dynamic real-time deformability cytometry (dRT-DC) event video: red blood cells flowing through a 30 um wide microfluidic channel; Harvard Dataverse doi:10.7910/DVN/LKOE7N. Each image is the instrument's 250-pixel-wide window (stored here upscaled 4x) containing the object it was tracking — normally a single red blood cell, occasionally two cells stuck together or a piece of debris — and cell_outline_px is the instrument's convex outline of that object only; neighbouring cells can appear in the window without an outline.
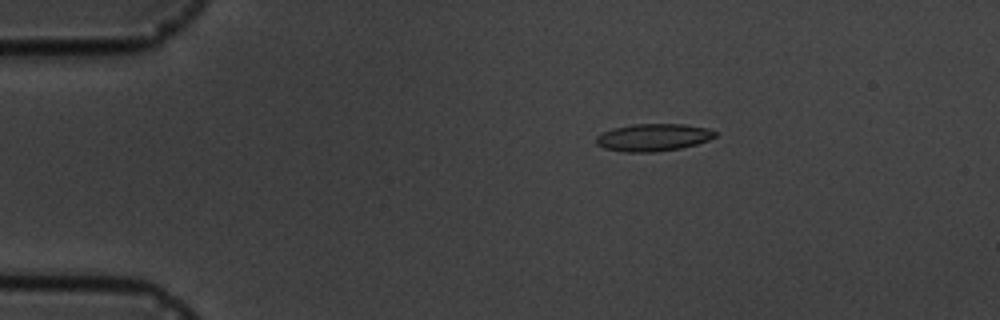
{"species": "common noctule bat (a hibernating species)", "species_latin": "Nyctalus noctula", "temperature_condition": "cold", "stored_images_in_passage": 15, "camera_frame_rate_fps": 3000, "um_per_image_px": 0.085, "animal": {"sex": "male", "body_mass_g": 19.5, "forearm_length_mm": 54.6}, "frame": {"image": 1, "passage_image": 3, "time_ms": 2.333, "image_size_px": [1000, 320], "cell_outline_px": [[716, 136], [708, 140], [696, 144], [680, 148], [656, 152], [624, 152], [604, 148], [596, 144], [596, 136], [612, 128], [632, 124], [684, 124], [708, 128], [716, 132]], "centroid_in_image_um": [55.51, 11.68], "position_along_channel_um": 29.5, "area_um2": 19.02}}
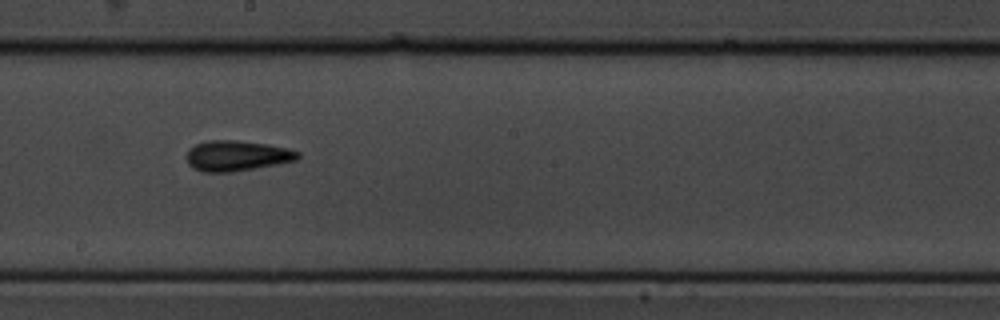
{"frame": {"image": 2, "passage_image": 9, "time_ms": 9.333, "image_size_px": [1000, 320], "cell_outline_px": [[300, 156], [296, 160], [256, 168], [232, 172], [204, 172], [192, 168], [188, 164], [184, 156], [188, 148], [196, 144], [208, 140], [236, 140], [268, 144], [288, 148], [300, 152]], "centroid_in_image_um": [20.08, 13.23], "position_along_channel_um": 228.1, "area_um2": 20.0}}
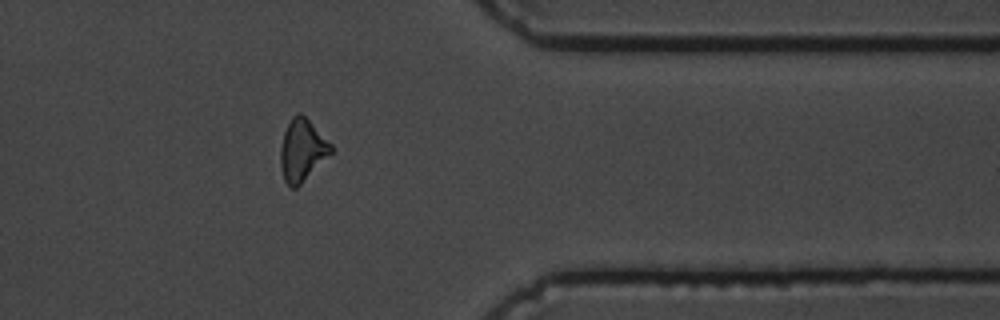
{"frame": {"image": 3, "passage_image": 13, "time_ms": 14.0, "image_size_px": [1000, 320], "cell_outline_px": [[332, 152], [296, 188], [292, 188], [284, 180], [280, 164], [280, 148], [284, 132], [292, 116], [296, 112], [300, 112], [332, 144]], "centroid_in_image_um": [25.66, 12.75], "position_along_channel_um": 385.7, "area_um2": 17.92}, "authors_computed_cell_mechanics": {"area_um2": 17.918, "velocity_mm_per_s": 3.6498, "shape_relaxation_time_tau1_ms": 2.3782, "shape_relaxation_time_tau2_ms": 2.2844, "deformation_change_tau1": 0.1077, "deformation_change_tau2": 0.0866}}